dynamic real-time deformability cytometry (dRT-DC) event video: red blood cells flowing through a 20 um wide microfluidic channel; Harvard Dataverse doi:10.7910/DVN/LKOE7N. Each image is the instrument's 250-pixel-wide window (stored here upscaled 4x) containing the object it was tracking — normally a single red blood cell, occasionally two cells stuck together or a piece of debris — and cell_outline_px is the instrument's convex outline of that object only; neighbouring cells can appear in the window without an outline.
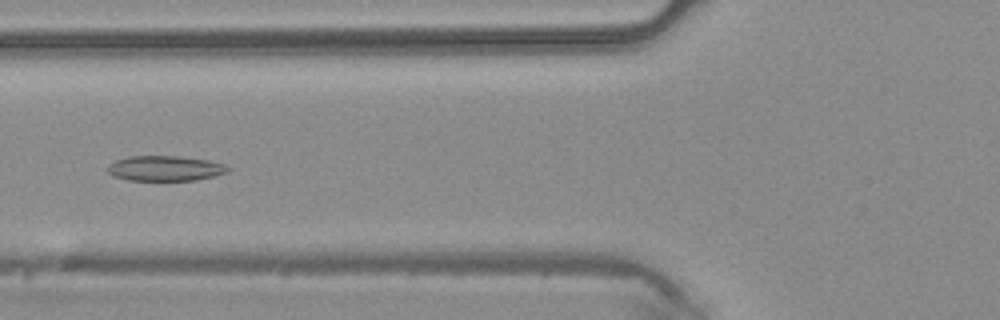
{"species": "common noctule bat (a hibernating species)", "species_latin": "Nyctalus noctula", "temperature_condition": "warm", "stored_images_in_passage": 46, "camera_frame_rate_fps": 3000, "um_per_image_px": 0.085, "animal": {"sex": "male", "body_mass_g": 20.4}, "frame": {"image": 1, "passage_image": 18, "time_ms": 5.667, "image_size_px": [1000, 320], "cell_outline_px": [[232, 168], [228, 172], [216, 176], [196, 180], [128, 180], [112, 176], [108, 172], [108, 164], [116, 160], [128, 156], [180, 156], [208, 160], [224, 164]], "centroid_in_image_um": [14.06, 14.31], "position_along_channel_um": 111.7, "area_um2": 17.8}}
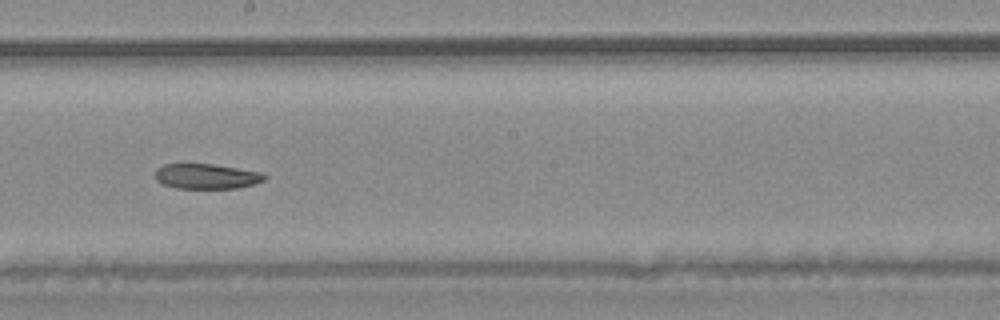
{"frame": {"image": 2, "passage_image": 26, "time_ms": 8.333, "image_size_px": [1000, 320], "cell_outline_px": [[268, 176], [264, 180], [256, 184], [236, 188], [176, 188], [164, 184], [156, 180], [156, 168], [164, 164], [216, 164], [260, 172]], "centroid_in_image_um": [17.57, 14.98], "position_along_channel_um": 230.6, "area_um2": 16.01}}
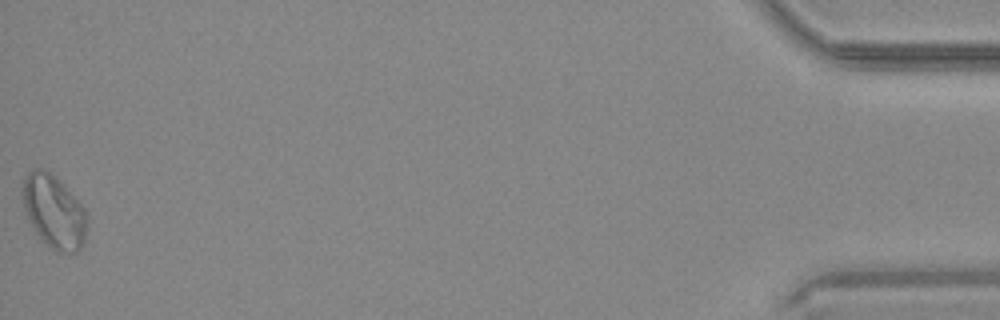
{"frame": {"image": 3, "passage_image": 46, "time_ms": 15.0, "image_size_px": [1000, 320], "cell_outline_px": [[88, 216], [84, 240], [80, 248], [76, 252], [60, 252], [52, 248], [36, 232], [24, 208], [20, 192], [24, 176], [28, 172], [36, 168], [44, 168], [56, 176], [64, 184], [84, 208]], "centroid_in_image_um": [4.57, 17.92], "position_along_channel_um": 430.6, "area_um2": 27.4}}